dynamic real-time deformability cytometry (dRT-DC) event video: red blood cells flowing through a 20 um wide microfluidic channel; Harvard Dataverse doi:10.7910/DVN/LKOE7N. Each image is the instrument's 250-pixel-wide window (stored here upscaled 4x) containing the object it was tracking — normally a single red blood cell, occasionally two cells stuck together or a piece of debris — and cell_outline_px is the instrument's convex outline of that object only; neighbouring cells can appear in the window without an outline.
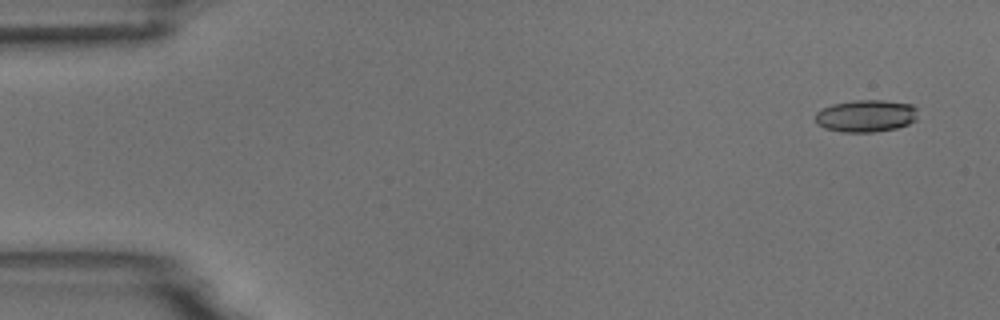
{"species": "common noctule bat (a hibernating species)", "species_latin": "Nyctalus noctula", "temperature_condition": "room temperature", "stored_images_in_passage": 4, "camera_frame_rate_fps": 3000, "um_per_image_px": 0.085, "animal": {"sex": "male", "body_mass_g": 18.8}, "frame": {"image": 1, "passage_image": 1, "time_ms": 0.0, "image_size_px": [1000, 320], "cell_outline_px": [[916, 120], [908, 124], [896, 128], [872, 132], [840, 132], [824, 128], [816, 124], [816, 112], [832, 104], [852, 100], [884, 100], [912, 104], [916, 108]], "centroid_in_image_um": [73.59, 9.85], "position_along_channel_um": 11.4, "area_um2": 19.31}}
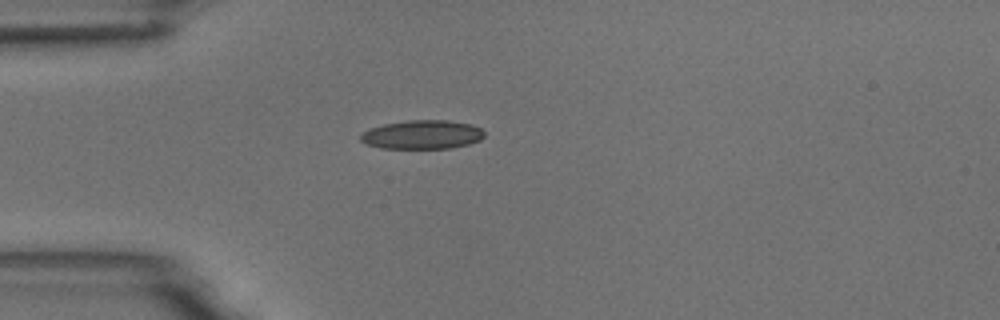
{"frame": {"image": 2, "passage_image": 4, "time_ms": 4.0, "image_size_px": [1000, 320], "cell_outline_px": [[484, 136], [480, 140], [468, 144], [452, 148], [380, 148], [368, 144], [360, 140], [360, 136], [368, 128], [384, 124], [408, 120], [448, 120], [472, 124], [480, 128], [484, 132]], "centroid_in_image_um": [35.9, 11.43], "position_along_channel_um": 49.1, "area_um2": 20.81}}